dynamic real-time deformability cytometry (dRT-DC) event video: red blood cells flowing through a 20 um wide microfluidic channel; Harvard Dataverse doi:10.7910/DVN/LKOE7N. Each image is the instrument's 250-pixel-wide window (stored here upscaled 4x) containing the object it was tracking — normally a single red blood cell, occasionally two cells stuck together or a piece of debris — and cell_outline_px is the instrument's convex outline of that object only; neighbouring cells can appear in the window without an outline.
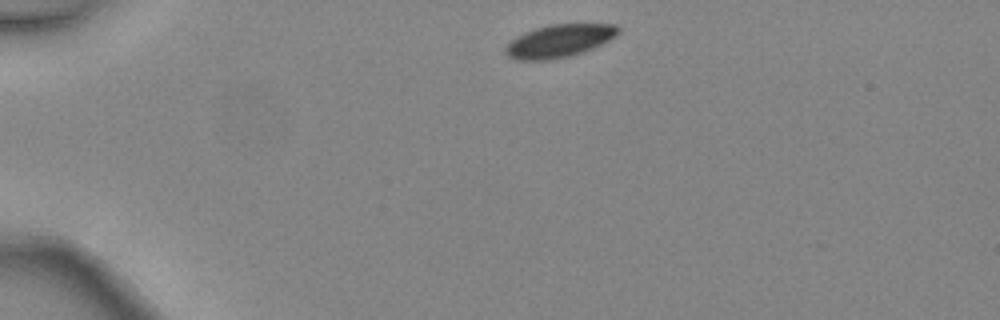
{"species": "common noctule bat (a hibernating species)", "species_latin": "Nyctalus noctula", "temperature_condition": "warm", "stored_images_in_passage": 4, "segment_of_instrument_passage": [1, 2], "camera_frame_rate_fps": 3000, "um_per_image_px": 0.085, "animal": {"sex": "female", "body_mass_g": 24.6, "forearm_length_mm": 56.2}, "frame": {"image": 1, "passage_image": 1, "time_ms": 0.0, "image_size_px": [1000, 320], "cell_outline_px": [[620, 32], [616, 36], [584, 52], [568, 56], [548, 60], [516, 60], [508, 56], [504, 52], [504, 48], [516, 36], [524, 32], [548, 24], [616, 24], [620, 28]], "centroid_in_image_um": [47.52, 3.47], "position_along_channel_um": 37.5, "area_um2": 21.56}}